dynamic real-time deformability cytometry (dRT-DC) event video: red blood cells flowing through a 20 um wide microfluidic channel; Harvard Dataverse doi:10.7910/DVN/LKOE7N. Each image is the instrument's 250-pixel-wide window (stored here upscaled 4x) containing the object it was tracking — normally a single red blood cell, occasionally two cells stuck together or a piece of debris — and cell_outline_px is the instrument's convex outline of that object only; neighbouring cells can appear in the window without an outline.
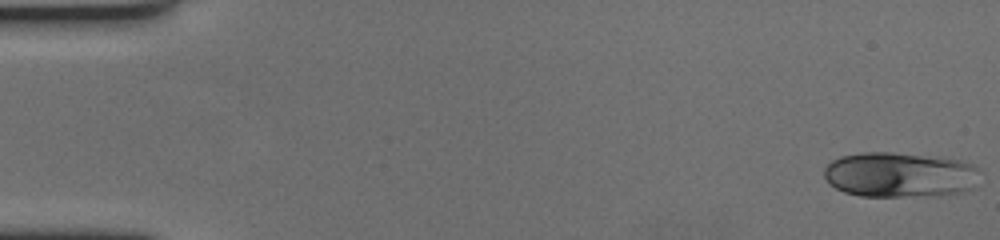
{"species": "human", "species_latin": "Homo sapiens", "temperature_condition": "cold", "stored_images_in_passage": 60, "camera_frame_rate_fps": 3000, "um_per_image_px": 0.085, "donor": {"sex": "female"}, "frame": {"image": 1, "passage_image": 1, "time_ms": 0.0, "image_size_px": [1000, 240], "cell_outline_px": [[976, 168], [972, 188], [960, 192], [904, 196], [860, 196], [844, 192], [836, 188], [824, 176], [824, 168], [832, 160], [840, 156], [864, 152], [892, 152], [960, 160], [972, 164]], "centroid_in_image_um": [76.38, 14.84], "position_along_channel_um": 8.6, "area_um2": 40.06}}
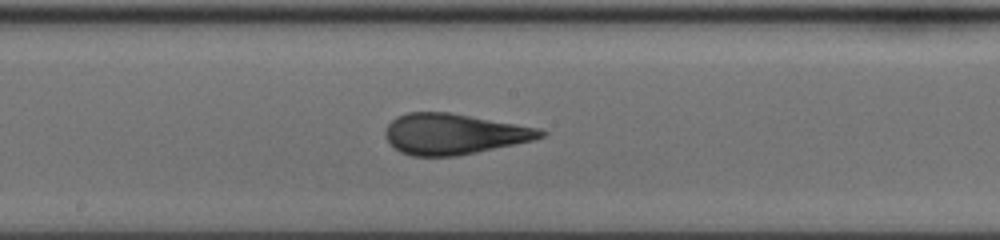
{"frame": {"image": 2, "passage_image": 32, "time_ms": 10.333, "image_size_px": [1000, 240], "cell_outline_px": [[548, 132], [544, 136], [532, 140], [476, 152], [456, 156], [412, 156], [400, 152], [384, 136], [384, 128], [396, 116], [408, 112], [448, 112], [540, 128]], "centroid_in_image_um": [38.55, 11.38], "position_along_channel_um": 209.7, "area_um2": 36.65}}
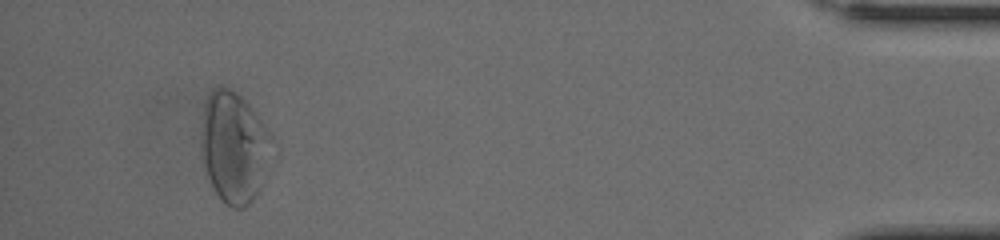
{"frame": {"image": 3, "passage_image": 56, "time_ms": 18.333, "image_size_px": [1000, 240], "cell_outline_px": [[280, 152], [256, 196], [244, 208], [232, 208], [216, 192], [208, 176], [204, 164], [200, 148], [200, 136], [204, 104], [212, 88], [228, 88], [240, 96], [276, 136], [280, 144]], "centroid_in_image_um": [20.04, 12.53], "position_along_channel_um": 415.2, "area_um2": 47.51}, "authors_computed_cell_mechanics": {"area_um2": 37.281, "velocity_mm_per_s": 3.4228, "shape_relaxation_time_tau1_ms": 6.4269, "shape_relaxation_time_tau2_ms": 1.0959, "deformation_change_tau1": 0.1844, "deformation_change_tau2": 0.058}}